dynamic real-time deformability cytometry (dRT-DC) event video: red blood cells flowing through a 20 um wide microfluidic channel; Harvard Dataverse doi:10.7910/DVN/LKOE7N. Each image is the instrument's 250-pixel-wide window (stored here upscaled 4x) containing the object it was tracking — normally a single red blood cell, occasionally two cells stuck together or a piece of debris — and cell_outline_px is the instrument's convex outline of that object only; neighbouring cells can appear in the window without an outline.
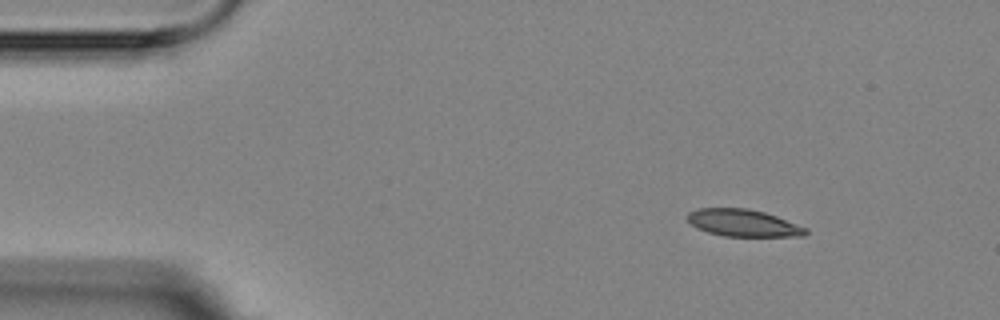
{"species": "Egyptian fruit bat (a non-hibernating species)", "species_latin": "Rousettus aegyptiacus", "temperature_condition": "room temperature", "stored_images_in_passage": 4, "camera_frame_rate_fps": 3000, "um_per_image_px": 0.085, "animal": {"sex": "female"}, "frame": {"image": 1, "passage_image": 1, "time_ms": 0.0, "image_size_px": [1000, 320], "cell_outline_px": [[808, 232], [804, 236], [724, 236], [708, 232], [696, 228], [684, 216], [688, 212], [696, 208], [748, 208], [764, 212], [776, 216], [808, 228]], "centroid_in_image_um": [63.14, 18.94], "position_along_channel_um": 21.9, "area_um2": 18.79}}